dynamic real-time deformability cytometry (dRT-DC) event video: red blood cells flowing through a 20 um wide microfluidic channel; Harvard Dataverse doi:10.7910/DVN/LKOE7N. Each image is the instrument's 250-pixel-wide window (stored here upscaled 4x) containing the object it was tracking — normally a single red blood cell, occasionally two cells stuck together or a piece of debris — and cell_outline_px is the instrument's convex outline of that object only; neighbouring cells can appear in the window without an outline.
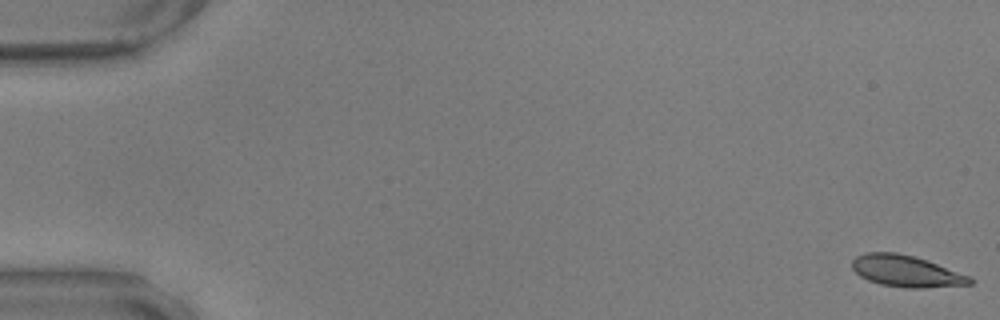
{"species": "common noctule bat (a hibernating species)", "species_latin": "Nyctalus noctula", "temperature_condition": "warm", "stored_images_in_passage": 10, "camera_frame_rate_fps": 3000, "um_per_image_px": 0.085, "animal": {"sex": "male", "body_mass_g": 17.9, "forearm_length_mm": 54.2}, "frame": {"image": 1, "passage_image": 1, "time_ms": 0.0, "image_size_px": [1000, 320], "cell_outline_px": [[976, 280], [972, 284], [924, 288], [908, 288], [880, 284], [868, 280], [860, 276], [852, 268], [852, 260], [856, 256], [864, 252], [896, 252], [912, 256], [972, 276]], "centroid_in_image_um": [77.04, 23.05], "position_along_channel_um": 8.0, "area_um2": 21.62}}